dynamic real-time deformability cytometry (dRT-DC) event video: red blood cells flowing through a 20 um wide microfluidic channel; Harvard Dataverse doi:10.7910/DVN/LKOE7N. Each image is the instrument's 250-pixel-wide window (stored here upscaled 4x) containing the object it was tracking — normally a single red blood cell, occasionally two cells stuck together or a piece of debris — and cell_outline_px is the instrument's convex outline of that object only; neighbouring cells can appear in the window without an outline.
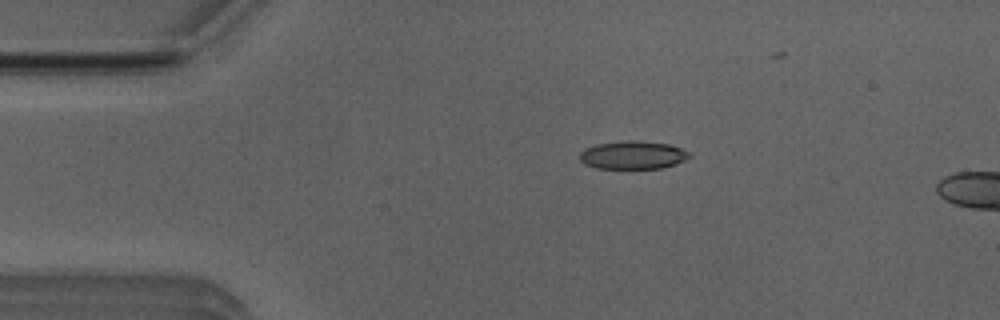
{"species": "Egyptian fruit bat (a non-hibernating species)", "species_latin": "Rousettus aegyptiacus", "temperature_condition": "room temperature", "stored_images_in_passage": 3, "camera_frame_rate_fps": 3000, "um_per_image_px": 0.085, "animal": {"sex": "male"}, "frame": {"image": 1, "passage_image": 1, "time_ms": 0.0, "image_size_px": [1000, 320], "cell_outline_px": [[692, 156], [676, 164], [660, 168], [596, 168], [584, 164], [580, 160], [580, 152], [584, 148], [596, 144], [628, 140], [632, 140], [668, 144], [680, 148], [688, 152]], "centroid_in_image_um": [53.76, 13.18], "position_along_channel_um": 31.2, "area_um2": 17.86}}